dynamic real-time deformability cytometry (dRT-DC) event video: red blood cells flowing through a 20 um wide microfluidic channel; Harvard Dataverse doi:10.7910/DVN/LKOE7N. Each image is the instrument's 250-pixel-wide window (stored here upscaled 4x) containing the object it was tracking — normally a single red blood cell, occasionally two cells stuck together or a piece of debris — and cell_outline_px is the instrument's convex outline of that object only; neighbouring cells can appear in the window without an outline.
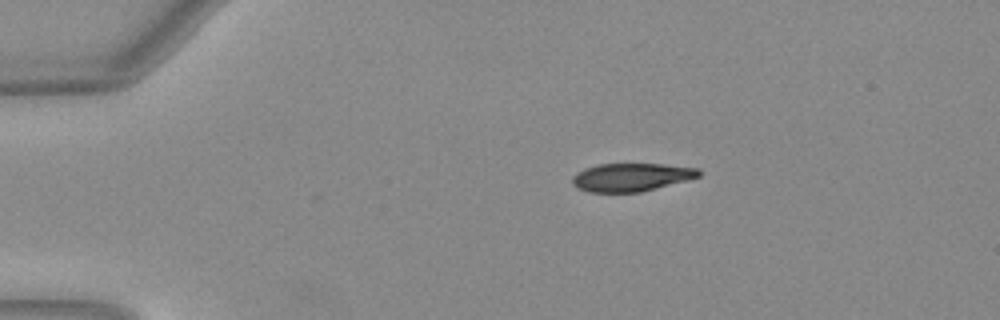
{"species": "Egyptian fruit bat (a non-hibernating species)", "species_latin": "Rousettus aegyptiacus", "temperature_condition": "warm", "stored_images_in_passage": 42, "camera_frame_rate_fps": 3000, "um_per_image_px": 0.085, "animal": {"sex": "female"}, "frame": {"image": 1, "passage_image": 1, "time_ms": 0.0, "image_size_px": [1000, 320], "cell_outline_px": [[700, 176], [656, 188], [640, 192], [588, 192], [576, 188], [572, 184], [572, 176], [576, 172], [584, 168], [600, 164], [664, 164], [700, 168]], "centroid_in_image_um": [53.61, 15.06], "position_along_channel_um": 31.4, "area_um2": 20.75}}
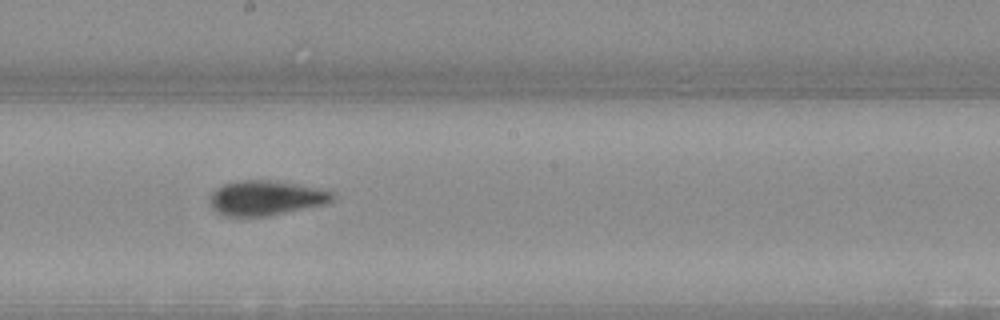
{"frame": {"image": 2, "passage_image": 20, "time_ms": 6.333, "image_size_px": [1000, 320], "cell_outline_px": [[336, 196], [328, 204], [268, 216], [220, 216], [208, 204], [208, 196], [216, 188], [224, 184], [240, 180], [272, 180], [332, 188]], "centroid_in_image_um": [22.66, 16.81], "position_along_channel_um": 225.5, "area_um2": 25.89}}
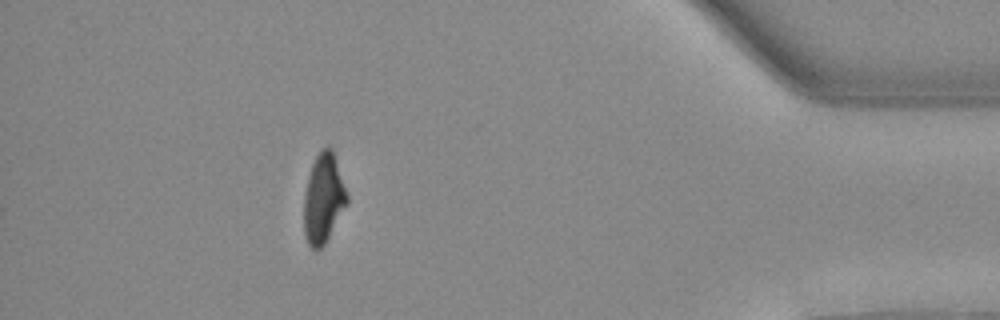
{"frame": {"image": 3, "passage_image": 37, "time_ms": 12.0, "image_size_px": [1000, 320], "cell_outline_px": [[348, 204], [324, 244], [320, 248], [312, 248], [308, 244], [304, 232], [304, 196], [308, 176], [312, 164], [320, 148], [332, 148], [348, 196]], "centroid_in_image_um": [27.49, 16.86], "position_along_channel_um": 407.7, "area_um2": 22.25}, "authors_computed_cell_mechanics": {"area_um2": 23.12, "velocity_mm_per_s": 4.0441, "shape_relaxation_time_tau1_ms": 4.2483, "shape_relaxation_time_tau2_ms": 1.6946, "deformation_change_tau1": 0.1879, "deformation_change_tau2": 0.0879}}